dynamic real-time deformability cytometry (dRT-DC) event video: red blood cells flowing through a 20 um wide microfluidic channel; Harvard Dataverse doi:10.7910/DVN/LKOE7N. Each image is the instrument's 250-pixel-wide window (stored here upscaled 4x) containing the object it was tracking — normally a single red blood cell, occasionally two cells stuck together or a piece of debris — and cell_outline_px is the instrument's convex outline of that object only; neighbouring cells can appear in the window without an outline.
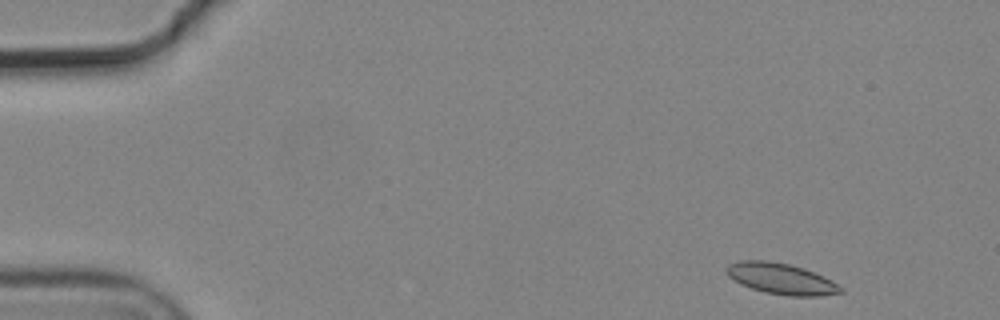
{"species": "common noctule bat (a hibernating species)", "species_latin": "Nyctalus noctula", "temperature_condition": "cold", "stored_images_in_passage": 5, "segment_of_instrument_passage": [1, 2], "camera_frame_rate_fps": 3000, "um_per_image_px": 0.085, "animal": {"sex": "male", "body_mass_g": 19.2, "forearm_length_mm": 51.8}, "frame": {"image": 1, "passage_image": 1, "time_ms": 0.0, "image_size_px": [1000, 320], "cell_outline_px": [[844, 292], [820, 296], [788, 296], [764, 292], [740, 284], [728, 276], [724, 268], [728, 264], [740, 260], [768, 260], [788, 264], [804, 268], [824, 276], [832, 280], [844, 288]], "centroid_in_image_um": [66.4, 23.69], "position_along_channel_um": 18.6, "area_um2": 20.87}}
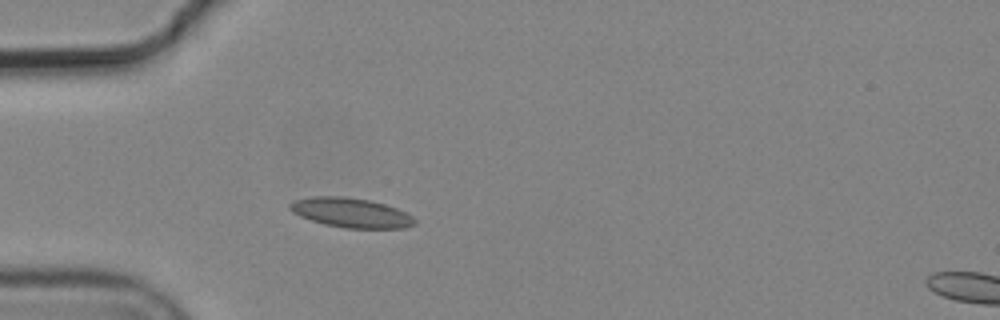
{"frame": {"image": 2, "passage_image": 4, "time_ms": 1.0, "image_size_px": [1000, 320], "cell_outline_px": [[416, 224], [404, 228], [344, 228], [324, 224], [300, 216], [292, 212], [288, 208], [288, 204], [296, 200], [312, 196], [344, 196], [368, 200], [384, 204], [396, 208], [412, 216], [416, 220]], "centroid_in_image_um": [29.82, 18.08], "position_along_channel_um": 55.2, "area_um2": 21.44}}